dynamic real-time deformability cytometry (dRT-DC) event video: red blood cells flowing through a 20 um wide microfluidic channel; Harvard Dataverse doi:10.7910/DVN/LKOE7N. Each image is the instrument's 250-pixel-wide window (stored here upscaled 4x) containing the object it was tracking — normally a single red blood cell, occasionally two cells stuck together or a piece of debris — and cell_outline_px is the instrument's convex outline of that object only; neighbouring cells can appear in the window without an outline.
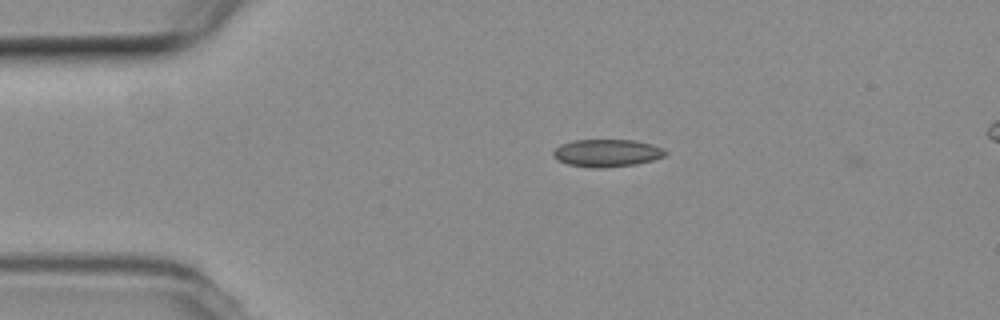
{"species": "common noctule bat (a hibernating species)", "species_latin": "Nyctalus noctula", "temperature_condition": "room temperature", "stored_images_in_passage": 8, "camera_frame_rate_fps": 3000, "um_per_image_px": 0.085, "animal": {"sex": "female", "body_mass_g": 19.3, "forearm_length_mm": 54.1}, "frame": {"image": 1, "passage_image": 2, "time_ms": 0.333, "image_size_px": [1000, 320], "cell_outline_px": [[668, 152], [664, 156], [652, 160], [636, 164], [604, 168], [592, 168], [568, 164], [552, 156], [552, 152], [560, 144], [572, 140], [632, 140], [652, 144]], "centroid_in_image_um": [51.56, 13.0], "position_along_channel_um": 33.4, "area_um2": 17.92}}